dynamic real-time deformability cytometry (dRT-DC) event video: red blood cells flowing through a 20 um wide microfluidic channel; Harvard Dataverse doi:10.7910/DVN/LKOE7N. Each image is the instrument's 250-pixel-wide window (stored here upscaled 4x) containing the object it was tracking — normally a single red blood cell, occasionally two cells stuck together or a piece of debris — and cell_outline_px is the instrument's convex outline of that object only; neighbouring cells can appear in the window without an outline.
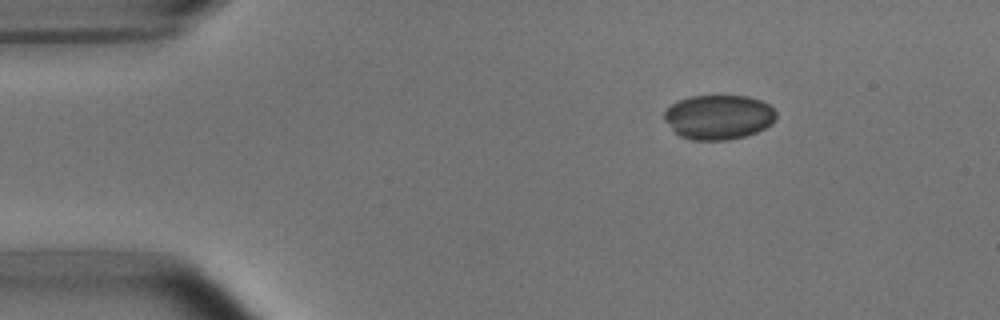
{"species": "common noctule bat (a hibernating species)", "species_latin": "Nyctalus noctula", "temperature_condition": "room temperature", "stored_images_in_passage": 46, "camera_frame_rate_fps": 3000, "um_per_image_px": 0.085, "animal": {"sex": "male", "body_mass_g": 15.6}, "frame": {"image": 1, "passage_image": 1, "time_ms": 0.0, "image_size_px": [1000, 320], "cell_outline_px": [[776, 120], [772, 124], [756, 132], [744, 136], [728, 140], [692, 140], [680, 136], [664, 120], [664, 112], [676, 100], [692, 96], [748, 96], [760, 100], [768, 104], [776, 112]], "centroid_in_image_um": [61.08, 9.95], "position_along_channel_um": 23.9, "area_um2": 29.07}}
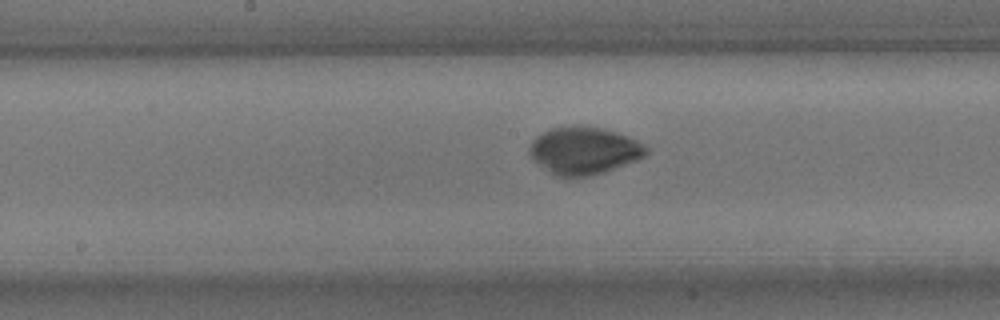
{"frame": {"image": 2, "passage_image": 20, "time_ms": 6.333, "image_size_px": [1000, 320], "cell_outline_px": [[648, 152], [644, 156], [636, 160], [604, 172], [588, 176], [552, 176], [528, 152], [528, 148], [532, 140], [536, 136], [552, 128], [604, 128], [628, 136], [636, 140], [648, 148]], "centroid_in_image_um": [49.64, 12.83], "position_along_channel_um": 198.6, "area_um2": 31.44}}
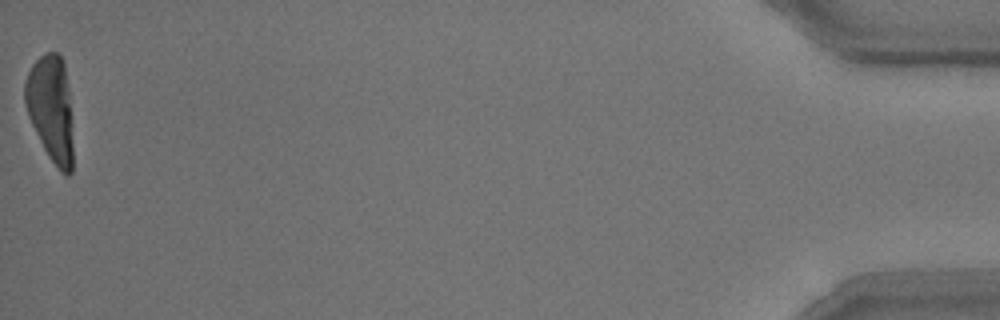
{"frame": {"image": 3, "passage_image": 46, "time_ms": 15.0, "image_size_px": [1000, 320], "cell_outline_px": [[72, 172], [68, 176], [64, 176], [60, 172], [48, 156], [28, 116], [24, 104], [24, 84], [28, 72], [32, 64], [44, 52], [56, 52], [60, 56], [64, 64], [68, 88], [72, 144]], "centroid_in_image_um": [4.3, 9.24], "position_along_channel_um": 430.9, "area_um2": 29.59}}